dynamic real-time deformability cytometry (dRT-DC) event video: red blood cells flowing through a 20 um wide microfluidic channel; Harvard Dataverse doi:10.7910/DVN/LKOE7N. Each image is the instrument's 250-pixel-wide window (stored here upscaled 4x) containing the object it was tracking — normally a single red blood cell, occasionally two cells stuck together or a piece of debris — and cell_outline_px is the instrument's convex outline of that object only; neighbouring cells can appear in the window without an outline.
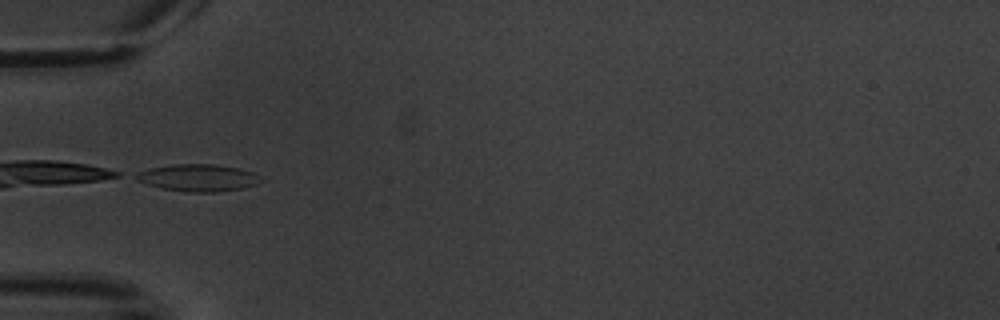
{"species": "common noctule bat (a hibernating species)", "species_latin": "Nyctalus noctula", "temperature_condition": "warm", "stored_images_in_passage": 8, "camera_frame_rate_fps": 3000, "um_per_image_px": 0.085, "animal": {"sex": "male", "body_mass_g": 20.1, "forearm_length_mm": 53.5}, "frame": {"image": 1, "passage_image": 4, "time_ms": 3.667, "image_size_px": [1000, 320], "cell_outline_px": [[264, 180], [256, 184], [244, 188], [216, 192], [188, 192], [164, 188], [148, 184], [136, 180], [128, 176], [136, 172], [148, 168], [172, 164], [216, 164], [240, 168], [252, 172]], "centroid_in_image_um": [16.79, 15.1], "position_along_channel_um": 68.2, "area_um2": 19.94}}
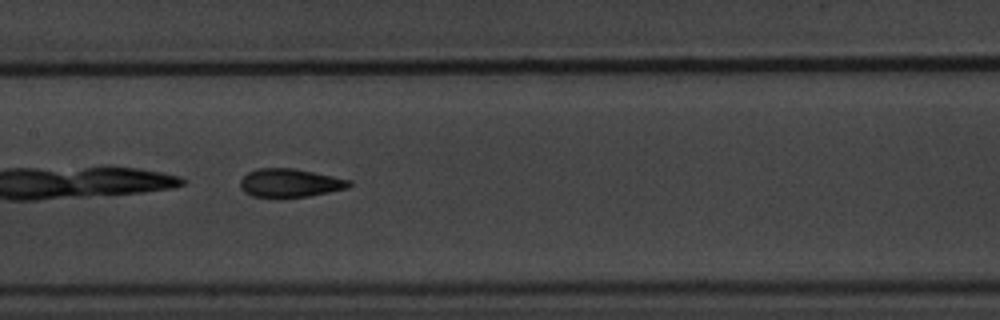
{"frame": {"image": 2, "passage_image": 7, "time_ms": 7.0, "image_size_px": [1000, 320], "cell_outline_px": [[352, 184], [348, 188], [308, 196], [284, 200], [276, 200], [252, 196], [244, 192], [240, 188], [240, 180], [248, 172], [260, 168], [292, 168], [352, 180]], "centroid_in_image_um": [24.6, 15.6], "position_along_channel_um": 182.8, "area_um2": 18.61}}
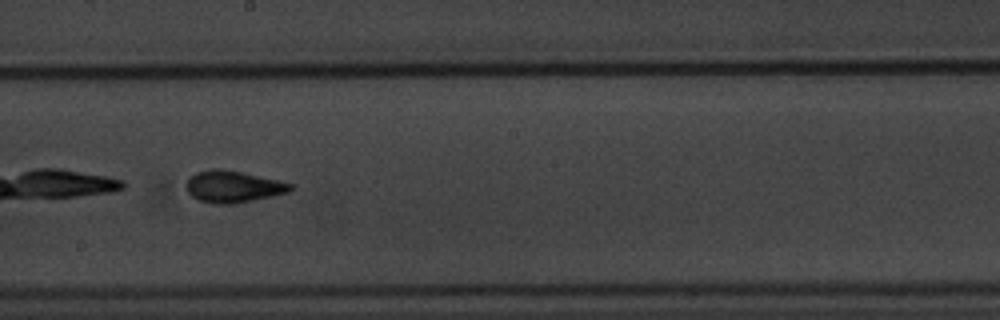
{"frame": {"image": 3, "passage_image": 8, "time_ms": 8.333, "image_size_px": [1000, 320], "cell_outline_px": [[296, 188], [288, 192], [272, 196], [236, 204], [216, 204], [200, 200], [192, 196], [188, 192], [184, 184], [188, 176], [196, 172], [212, 168], [220, 168], [240, 172], [276, 180], [292, 184]], "centroid_in_image_um": [19.77, 15.86], "position_along_channel_um": 228.4, "area_um2": 19.36}}